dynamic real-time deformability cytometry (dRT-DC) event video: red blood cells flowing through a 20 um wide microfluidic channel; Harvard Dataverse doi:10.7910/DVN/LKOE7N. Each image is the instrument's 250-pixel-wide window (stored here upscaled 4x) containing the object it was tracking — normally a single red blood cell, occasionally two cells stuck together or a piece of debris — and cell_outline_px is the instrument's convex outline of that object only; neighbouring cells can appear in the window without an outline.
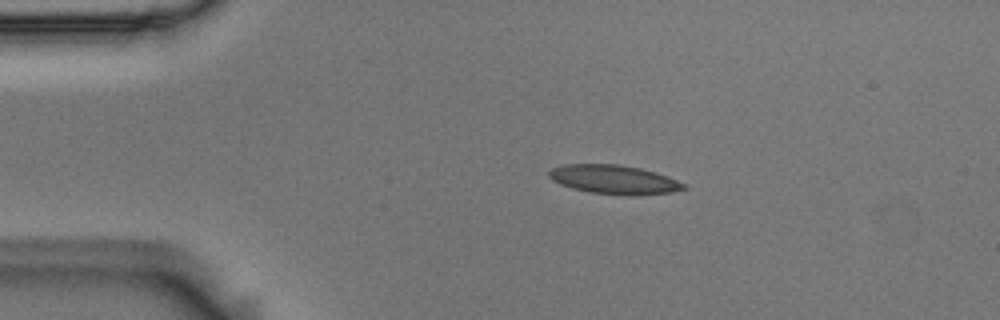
{"species": "Egyptian fruit bat (a non-hibernating species)", "species_latin": "Rousettus aegyptiacus", "temperature_condition": "room temperature", "stored_images_in_passage": 4, "camera_frame_rate_fps": 3000, "um_per_image_px": 0.085, "animal": {"sex": "male"}, "frame": {"image": 1, "passage_image": 1, "time_ms": 0.0, "image_size_px": [1000, 320], "cell_outline_px": [[688, 188], [672, 192], [632, 196], [588, 192], [572, 188], [560, 184], [552, 180], [548, 176], [548, 172], [552, 168], [564, 164], [620, 164], [640, 168], [656, 172], [668, 176], [684, 184]], "centroid_in_image_um": [52.19, 15.26], "position_along_channel_um": 32.8, "area_um2": 22.89}}
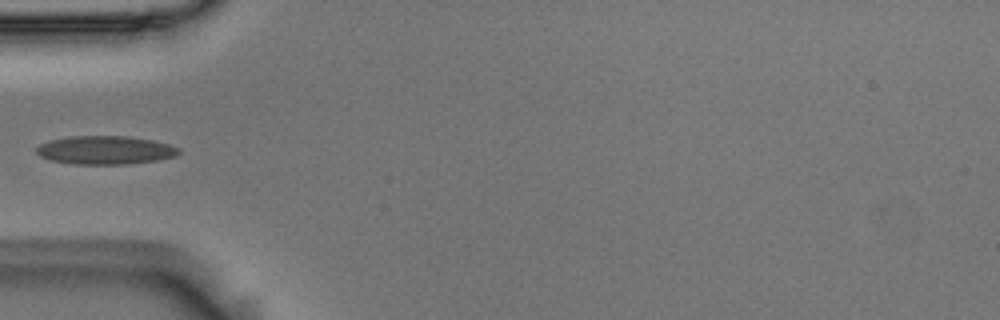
{"frame": {"image": 2, "passage_image": 3, "time_ms": 0.667, "image_size_px": [1000, 320], "cell_outline_px": [[180, 152], [176, 156], [156, 160], [128, 164], [72, 164], [52, 160], [40, 156], [36, 152], [36, 148], [40, 144], [48, 140], [72, 136], [128, 136], [152, 140], [168, 144], [180, 148]], "centroid_in_image_um": [8.94, 12.76], "position_along_channel_um": 76.1, "area_um2": 23.58}}
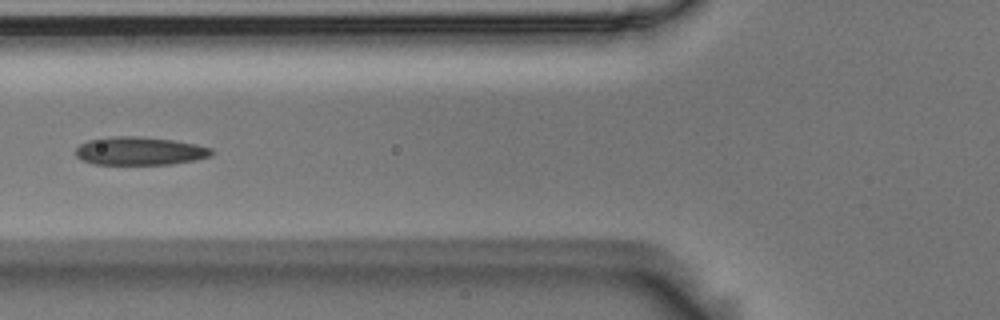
{"frame": {"image": 3, "passage_image": 4, "time_ms": 1.0, "image_size_px": [1000, 320], "cell_outline_px": [[212, 156], [196, 160], [172, 164], [92, 164], [76, 156], [76, 148], [80, 144], [88, 140], [116, 136], [136, 136], [172, 140], [196, 144], [212, 148]], "centroid_in_image_um": [11.89, 12.84], "position_along_channel_um": 113.9, "area_um2": 22.25}}